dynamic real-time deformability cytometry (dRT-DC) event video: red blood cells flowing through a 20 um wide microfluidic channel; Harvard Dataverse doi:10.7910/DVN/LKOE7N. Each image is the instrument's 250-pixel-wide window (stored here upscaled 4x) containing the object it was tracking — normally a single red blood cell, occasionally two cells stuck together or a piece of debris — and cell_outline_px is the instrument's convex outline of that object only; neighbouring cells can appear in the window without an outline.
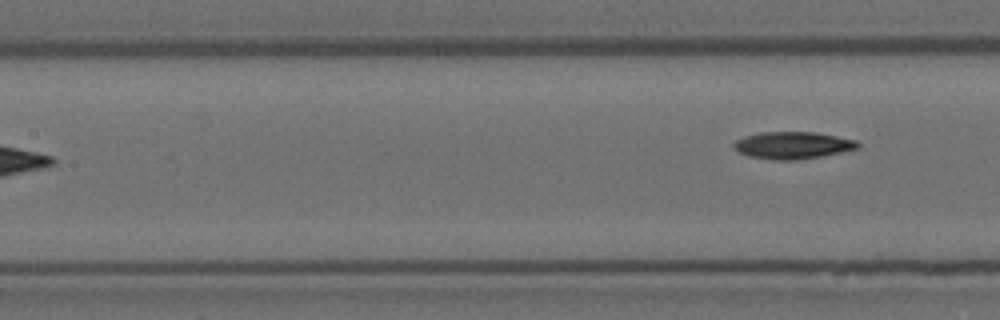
{"species": "Egyptian fruit bat (a non-hibernating species)", "species_latin": "Rousettus aegyptiacus", "temperature_condition": "room temperature", "stored_images_in_passage": 8, "segment_of_instrument_passage": [2, 2], "camera_frame_rate_fps": 3000, "um_per_image_px": 0.085, "animal": {"sex": "female"}, "frame": {"image": 1, "passage_image": 8, "time_ms": 2.333, "image_size_px": [1000, 320], "cell_outline_px": [[860, 148], [820, 156], [796, 160], [772, 160], [748, 156], [732, 148], [732, 144], [736, 140], [744, 136], [760, 132], [816, 132], [856, 140], [860, 144]], "centroid_in_image_um": [67.35, 12.34], "position_along_channel_um": 140.1, "area_um2": 19.65}}